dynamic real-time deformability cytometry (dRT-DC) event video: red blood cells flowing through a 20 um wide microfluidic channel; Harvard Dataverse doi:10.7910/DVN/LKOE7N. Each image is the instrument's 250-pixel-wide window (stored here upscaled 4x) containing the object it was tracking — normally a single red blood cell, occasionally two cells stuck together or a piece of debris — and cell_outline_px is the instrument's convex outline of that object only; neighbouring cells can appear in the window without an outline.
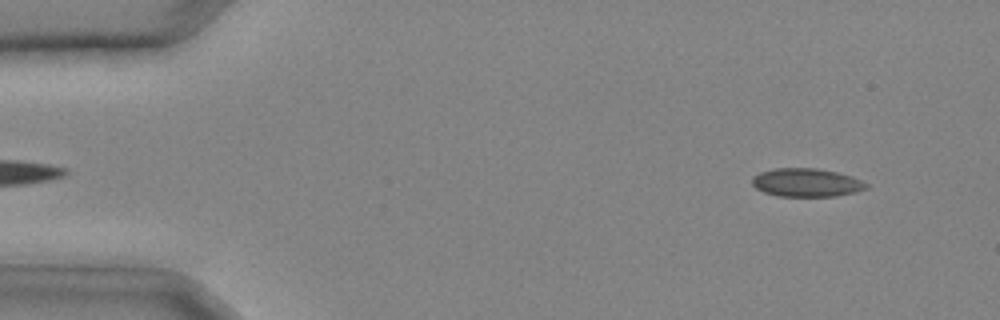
{"species": "common noctule bat (a hibernating species)", "species_latin": "Nyctalus noctula", "temperature_condition": "cold", "stored_images_in_passage": 31, "camera_frame_rate_fps": 3000, "um_per_image_px": 0.085, "animal": {"sex": "male", "body_mass_g": 20.4}, "frame": {"image": 1, "passage_image": 2, "time_ms": 0.333, "image_size_px": [1000, 320], "cell_outline_px": [[868, 188], [856, 192], [836, 196], [776, 196], [764, 192], [756, 188], [752, 184], [752, 176], [760, 172], [776, 168], [816, 168], [836, 172], [852, 176], [868, 184]], "centroid_in_image_um": [68.54, 15.52], "position_along_channel_um": 16.5, "area_um2": 18.9}}
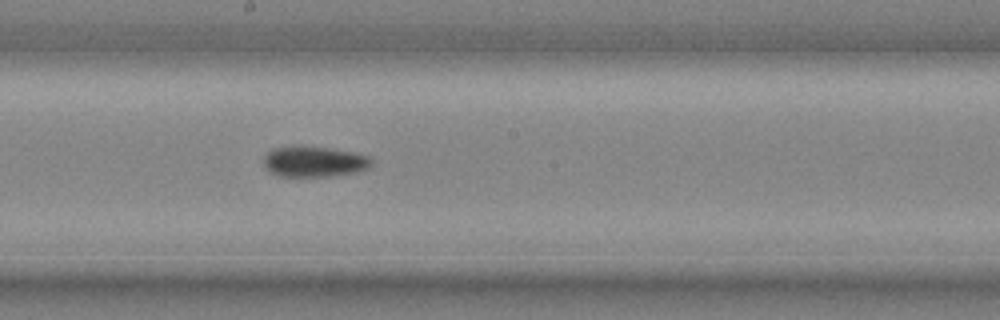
{"frame": {"image": 2, "passage_image": 17, "time_ms": 5.333, "image_size_px": [1000, 320], "cell_outline_px": [[372, 164], [368, 168], [360, 172], [328, 176], [280, 176], [272, 172], [264, 164], [264, 156], [272, 148], [296, 144], [304, 144], [352, 152], [368, 156], [372, 160]], "centroid_in_image_um": [26.7, 13.7], "position_along_channel_um": 221.5, "area_um2": 19.54}}
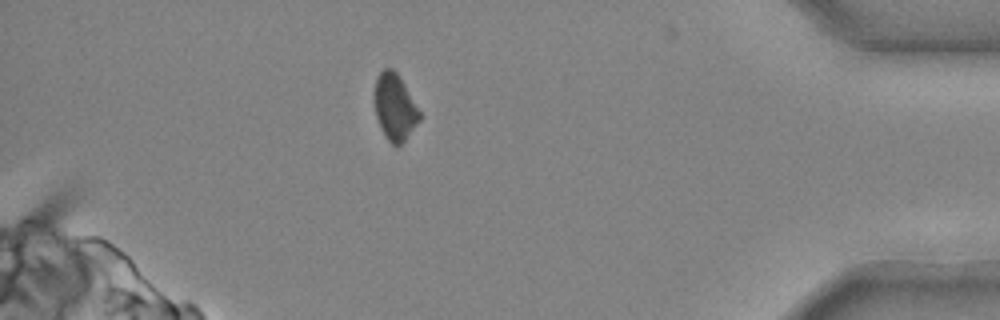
{"frame": {"image": 3, "passage_image": 28, "time_ms": 9.0, "image_size_px": [1000, 320], "cell_outline_px": [[420, 120], [404, 140], [396, 148], [384, 136], [380, 128], [376, 116], [376, 76], [384, 68], [392, 68], [396, 72], [404, 84], [420, 112]], "centroid_in_image_um": [33.56, 9.12], "position_along_channel_um": 401.6, "area_um2": 17.05}}